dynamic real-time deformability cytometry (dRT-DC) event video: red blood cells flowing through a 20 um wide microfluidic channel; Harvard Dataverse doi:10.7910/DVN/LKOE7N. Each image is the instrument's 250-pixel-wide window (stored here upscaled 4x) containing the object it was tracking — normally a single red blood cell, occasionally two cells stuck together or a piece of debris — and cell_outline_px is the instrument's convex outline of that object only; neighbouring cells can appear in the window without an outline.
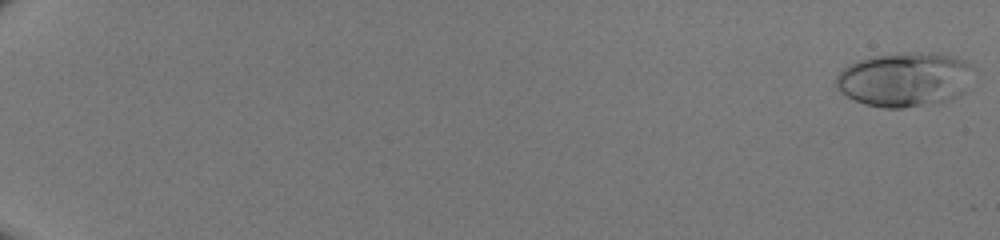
{"species": "human", "species_latin": "Homo sapiens", "temperature_condition": "room temperature", "stored_images_in_passage": 51, "camera_frame_rate_fps": 3000, "um_per_image_px": 0.085, "donor": {"sex": "male"}, "frame": {"image": 1, "passage_image": 1, "time_ms": 0.0, "image_size_px": [1000, 240], "cell_outline_px": [[976, 68], [964, 92], [960, 96], [952, 100], [940, 104], [900, 108], [884, 108], [864, 104], [840, 92], [836, 88], [836, 76], [848, 64], [872, 56], [904, 52], [920, 52], [956, 56], [972, 64]], "centroid_in_image_um": [76.97, 6.76], "position_along_channel_um": 8.0, "area_um2": 44.33}}
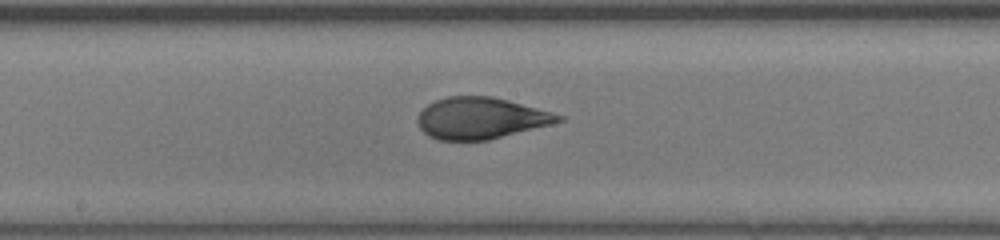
{"frame": {"image": 2, "passage_image": 31, "time_ms": 10.0, "image_size_px": [1000, 240], "cell_outline_px": [[564, 120], [552, 124], [488, 140], [440, 140], [428, 136], [420, 128], [416, 120], [416, 116], [428, 104], [436, 100], [448, 96], [492, 96], [508, 100], [552, 112], [564, 116]], "centroid_in_image_um": [40.85, 10.04], "position_along_channel_um": 207.4, "area_um2": 33.99}}
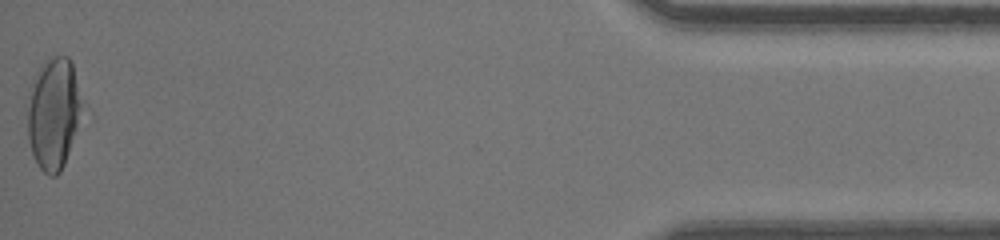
{"frame": {"image": 3, "passage_image": 51, "time_ms": 16.667, "image_size_px": [1000, 240], "cell_outline_px": [[84, 112], [64, 164], [60, 172], [56, 176], [48, 176], [40, 168], [32, 152], [28, 140], [28, 108], [32, 84], [36, 72], [40, 64], [56, 56], [68, 56], [72, 64], [84, 108]], "centroid_in_image_um": [4.58, 9.65], "position_along_channel_um": 430.6, "area_um2": 35.43}}